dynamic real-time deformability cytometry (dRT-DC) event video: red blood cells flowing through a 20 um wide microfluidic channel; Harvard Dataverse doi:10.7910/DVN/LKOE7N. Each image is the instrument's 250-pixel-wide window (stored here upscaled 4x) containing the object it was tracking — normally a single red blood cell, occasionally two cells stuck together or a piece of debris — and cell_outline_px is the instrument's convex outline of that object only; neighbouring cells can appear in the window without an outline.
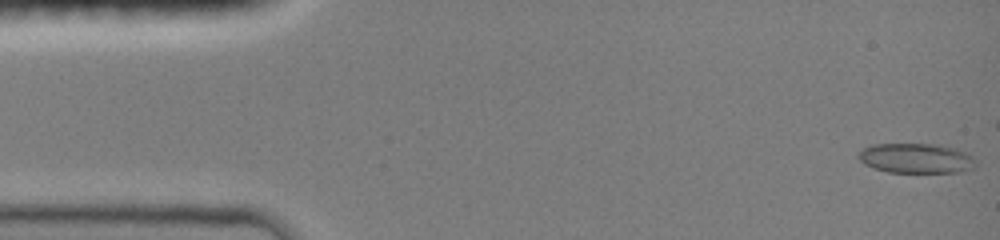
{"species": "common noctule bat (a hibernating species)", "species_latin": "Nyctalus noctula", "temperature_condition": "room temperature", "stored_images_in_passage": 53, "camera_frame_rate_fps": 3000, "um_per_image_px": 0.085, "animal": {"sex": "female", "body_mass_g": 19.0, "forearm_length_mm": 51.5}, "frame": {"image": 1, "passage_image": 1, "time_ms": 0.0, "image_size_px": [1000, 240], "cell_outline_px": [[976, 168], [960, 172], [888, 172], [864, 164], [856, 156], [864, 148], [872, 144], [936, 144], [956, 148], [972, 156], [976, 164]], "centroid_in_image_um": [77.89, 13.45], "position_along_channel_um": 7.1, "area_um2": 20.4}}
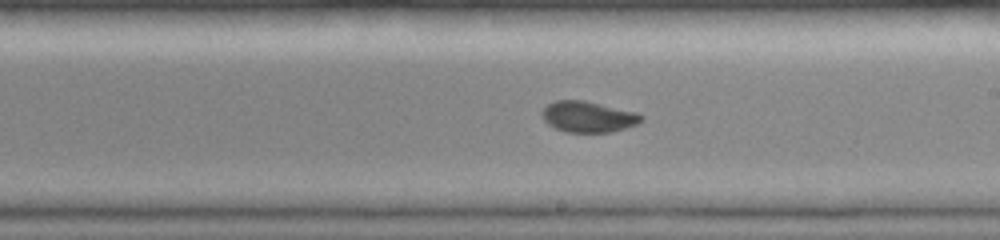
{"frame": {"image": 2, "passage_image": 34, "time_ms": 8.667, "image_size_px": [1000, 240], "cell_outline_px": [[644, 120], [636, 124], [624, 128], [608, 132], [568, 132], [556, 128], [548, 124], [540, 116], [540, 112], [548, 104], [556, 100], [584, 100], [636, 112], [644, 116]], "centroid_in_image_um": [49.97, 9.91], "position_along_channel_um": 239.0, "area_um2": 17.86}}
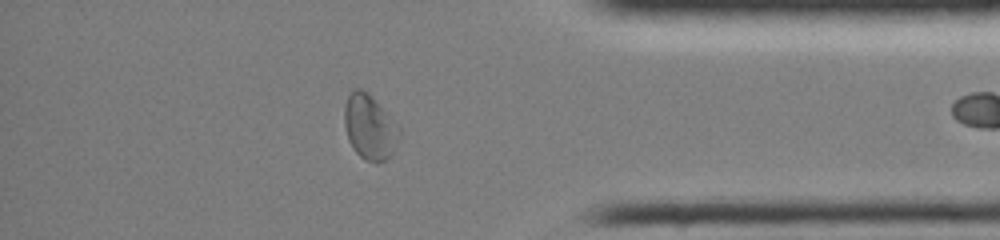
{"frame": {"image": 3, "passage_image": 52, "time_ms": 13.0, "image_size_px": [1000, 240], "cell_outline_px": [[400, 136], [392, 152], [384, 160], [364, 160], [352, 148], [348, 140], [344, 124], [344, 108], [348, 96], [352, 88], [360, 88], [368, 92], [372, 96], [400, 128]], "centroid_in_image_um": [31.39, 10.76], "position_along_channel_um": 403.8, "area_um2": 20.52}}